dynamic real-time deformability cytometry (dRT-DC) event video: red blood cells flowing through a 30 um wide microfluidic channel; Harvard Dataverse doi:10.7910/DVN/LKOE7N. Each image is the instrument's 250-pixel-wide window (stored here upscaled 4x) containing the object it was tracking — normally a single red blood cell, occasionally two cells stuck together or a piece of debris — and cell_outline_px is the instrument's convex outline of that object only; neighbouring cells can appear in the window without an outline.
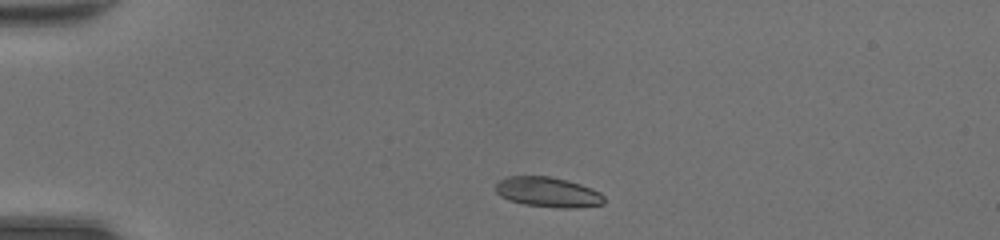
{"species": "common noctule bat (a hibernating species)", "species_latin": "Nyctalus noctula", "temperature_condition": "room temperature", "stored_images_in_passage": 38, "camera_frame_rate_fps": 3000, "um_per_image_px": 0.085, "animal": {"sex": "female", "body_mass_g": 20.0, "forearm_length_mm": 54.0}, "frame": {"image": 1, "passage_image": 2, "time_ms": 0.333, "image_size_px": [1000, 240], "cell_outline_px": [[604, 204], [572, 208], [560, 208], [524, 204], [508, 200], [500, 196], [496, 192], [496, 184], [500, 180], [508, 176], [548, 176], [568, 180], [592, 188], [600, 192], [604, 196]], "centroid_in_image_um": [46.58, 16.33], "position_along_channel_um": 38.4, "area_um2": 19.02}}
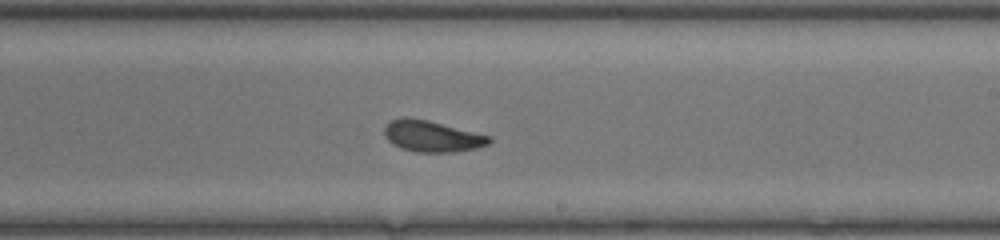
{"frame": {"image": 2, "passage_image": 20, "time_ms": 6.333, "image_size_px": [1000, 240], "cell_outline_px": [[492, 140], [488, 144], [476, 148], [452, 152], [416, 152], [400, 148], [392, 144], [384, 136], [384, 128], [392, 120], [404, 116], [408, 116], [428, 120], [492, 136]], "centroid_in_image_um": [36.71, 11.57], "position_along_channel_um": 252.3, "area_um2": 19.19}}
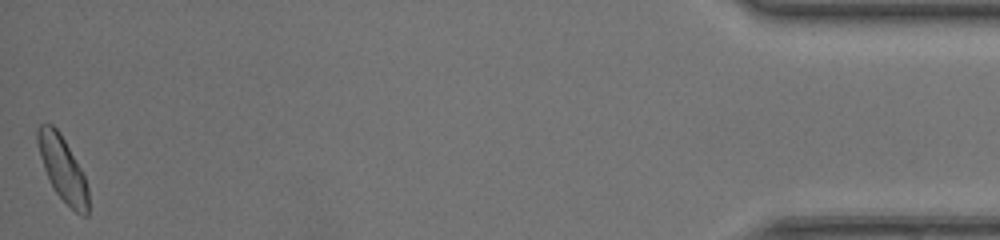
{"frame": {"image": 3, "passage_image": 38, "time_ms": 12.333, "image_size_px": [1000, 240], "cell_outline_px": [[88, 216], [84, 216], [76, 212], [52, 188], [44, 168], [40, 156], [36, 140], [36, 132], [40, 124], [52, 124], [60, 132], [80, 168], [84, 176], [88, 188]], "centroid_in_image_um": [5.31, 14.33], "position_along_channel_um": 429.9, "area_um2": 18.79}, "authors_computed_cell_mechanics": {"area_um2": 19.1318, "velocity_mm_per_s": 4.4117, "shape_relaxation_time_tau1_ms": 3.5685, "shape_relaxation_time_tau2_ms": 1.7571, "deformation_change_tau1": 0.1112, "deformation_change_tau2": 0.0585}}